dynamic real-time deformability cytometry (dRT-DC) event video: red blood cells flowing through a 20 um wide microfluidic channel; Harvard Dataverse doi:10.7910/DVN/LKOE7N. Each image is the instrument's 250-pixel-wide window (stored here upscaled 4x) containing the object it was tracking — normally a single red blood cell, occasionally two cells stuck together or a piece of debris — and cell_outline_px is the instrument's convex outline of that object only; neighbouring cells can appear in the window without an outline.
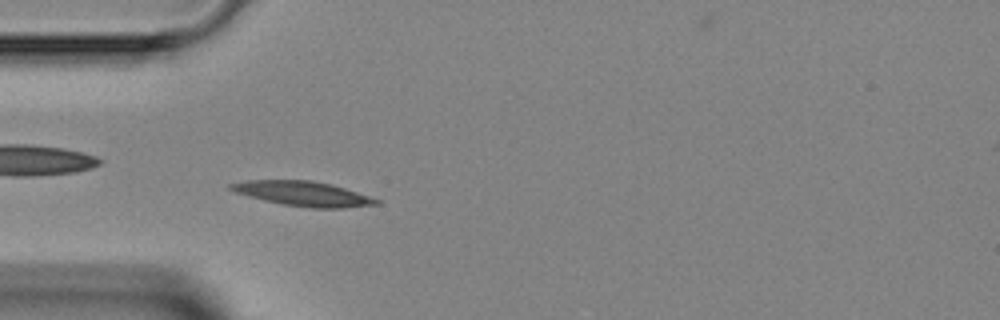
{"species": "Egyptian fruit bat (a non-hibernating species)", "species_latin": "Rousettus aegyptiacus", "temperature_condition": "room temperature", "stored_images_in_passage": 3, "camera_frame_rate_fps": 3000, "um_per_image_px": 0.085, "animal": {"sex": "female"}, "frame": {"image": 1, "passage_image": 3, "time_ms": 2.333, "image_size_px": [1000, 320], "cell_outline_px": [[380, 204], [340, 208], [312, 208], [284, 204], [264, 200], [248, 196], [236, 192], [228, 188], [228, 184], [248, 180], [312, 180], [332, 184], [380, 200]], "centroid_in_image_um": [25.75, 16.45], "position_along_channel_um": 59.3, "area_um2": 20.75}}